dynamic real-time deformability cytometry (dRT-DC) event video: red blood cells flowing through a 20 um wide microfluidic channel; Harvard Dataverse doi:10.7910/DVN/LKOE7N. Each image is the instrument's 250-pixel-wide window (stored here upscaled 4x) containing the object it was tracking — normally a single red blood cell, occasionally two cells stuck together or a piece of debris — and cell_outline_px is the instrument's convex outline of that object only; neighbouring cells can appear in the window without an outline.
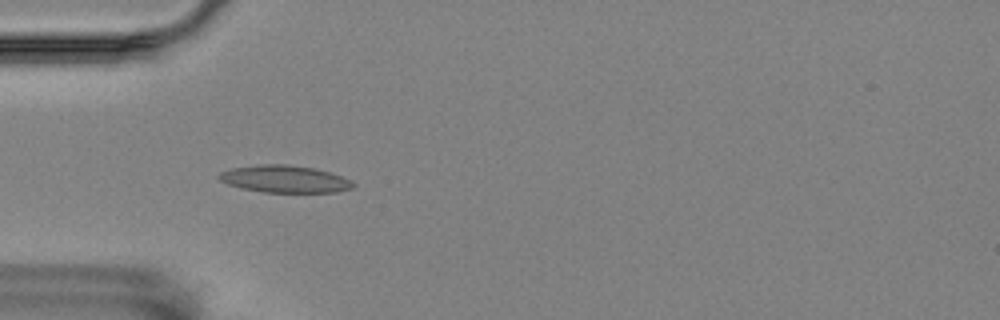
{"species": "Egyptian fruit bat (a non-hibernating species)", "species_latin": "Rousettus aegyptiacus", "temperature_condition": "room temperature", "stored_images_in_passage": 55, "camera_frame_rate_fps": 3000, "um_per_image_px": 0.085, "animal": {"sex": "female"}, "frame": {"image": 1, "passage_image": 16, "time_ms": 5.0, "image_size_px": [1000, 320], "cell_outline_px": [[356, 184], [352, 188], [336, 192], [264, 192], [240, 188], [228, 184], [220, 180], [216, 176], [220, 172], [232, 168], [260, 164], [284, 164], [312, 168], [328, 172], [352, 180]], "centroid_in_image_um": [24.17, 15.22], "position_along_channel_um": 60.8, "area_um2": 21.15}}
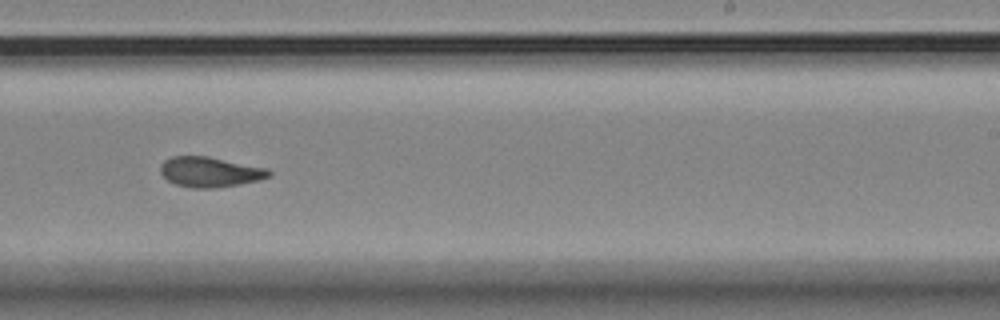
{"frame": {"image": 2, "passage_image": 34, "time_ms": 11.0, "image_size_px": [1000, 320], "cell_outline_px": [[272, 176], [260, 180], [240, 184], [212, 188], [192, 188], [176, 184], [168, 180], [160, 172], [160, 164], [164, 160], [172, 156], [208, 156], [268, 168], [272, 172]], "centroid_in_image_um": [17.87, 14.61], "position_along_channel_um": 271.1, "area_um2": 19.19}}
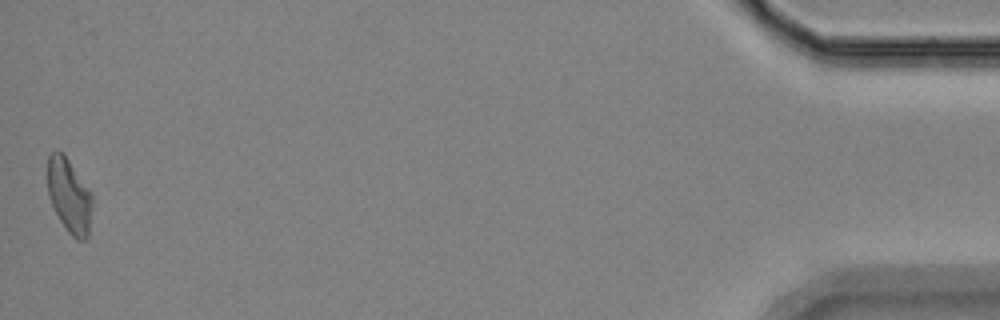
{"frame": {"image": 3, "passage_image": 55, "time_ms": 18.0, "image_size_px": [1000, 320], "cell_outline_px": [[92, 208], [88, 236], [84, 240], [76, 240], [68, 232], [60, 220], [52, 204], [48, 192], [48, 156], [52, 152], [64, 152], [92, 192]], "centroid_in_image_um": [5.91, 16.62], "position_along_channel_um": 429.3, "area_um2": 19.42}, "authors_computed_cell_mechanics": {"area_um2": 19.074, "velocity_mm_per_s": 3.5374, "shape_relaxation_time_tau1_ms": null, "shape_relaxation_time_tau2_ms": 2.8933, "deformation_change_tau1": null, "deformation_change_tau2": 0.0959}}